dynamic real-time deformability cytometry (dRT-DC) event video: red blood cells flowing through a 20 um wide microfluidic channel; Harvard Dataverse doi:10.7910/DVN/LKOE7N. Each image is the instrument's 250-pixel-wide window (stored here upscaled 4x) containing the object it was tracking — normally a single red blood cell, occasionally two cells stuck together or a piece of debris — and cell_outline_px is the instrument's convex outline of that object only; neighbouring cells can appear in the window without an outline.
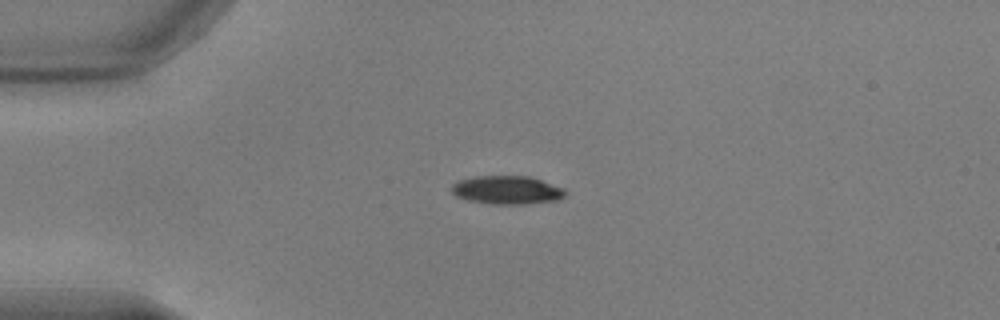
{"species": "common noctule bat (a hibernating species)", "species_latin": "Nyctalus noctula", "temperature_condition": "warm", "stored_images_in_passage": 41, "camera_frame_rate_fps": 3000, "um_per_image_px": 0.085, "animal": {"sex": "male", "body_mass_g": 17.9, "forearm_length_mm": 54.2}, "frame": {"image": 1, "passage_image": 1, "time_ms": 0.0, "image_size_px": [1000, 320], "cell_outline_px": [[568, 192], [560, 200], [524, 204], [492, 204], [468, 200], [456, 196], [452, 192], [452, 184], [460, 180], [476, 176], [528, 176], [564, 188]], "centroid_in_image_um": [43.12, 16.16], "position_along_channel_um": 41.9, "area_um2": 18.79}}
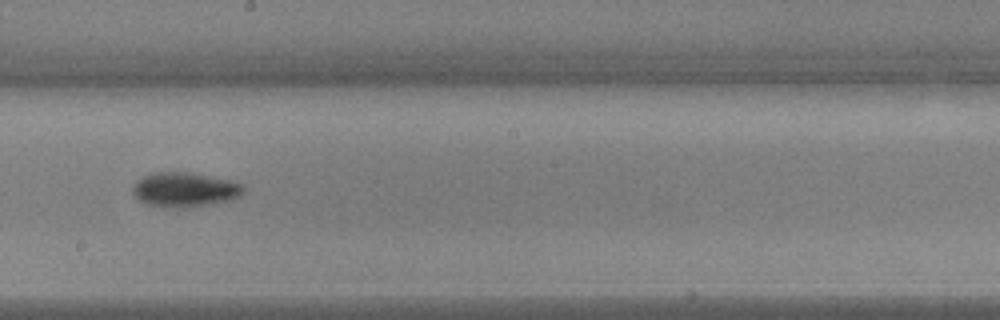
{"frame": {"image": 2, "passage_image": 18, "time_ms": 5.667, "image_size_px": [1000, 320], "cell_outline_px": [[244, 192], [240, 196], [228, 200], [208, 204], [184, 208], [176, 208], [148, 204], [140, 200], [132, 192], [132, 188], [136, 180], [144, 176], [156, 172], [192, 172], [228, 180], [240, 184], [244, 188]], "centroid_in_image_um": [15.68, 16.11], "position_along_channel_um": 232.5, "area_um2": 22.02}}
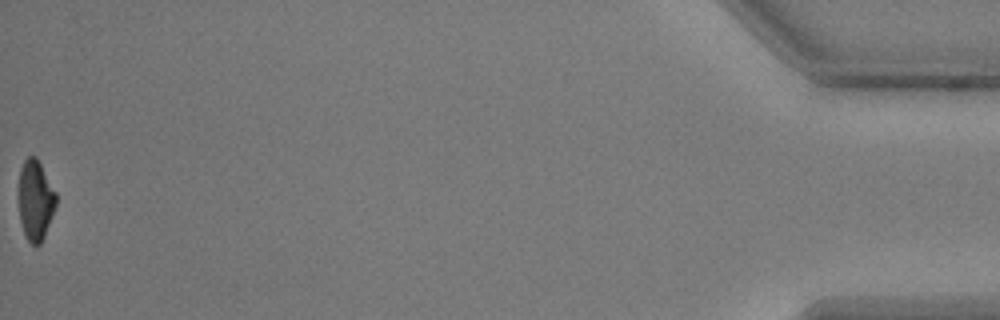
{"frame": {"image": 3, "passage_image": 41, "time_ms": 13.333, "image_size_px": [1000, 320], "cell_outline_px": [[56, 208], [44, 236], [40, 244], [32, 244], [28, 240], [24, 232], [20, 220], [20, 168], [24, 160], [28, 156], [36, 156], [56, 192]], "centroid_in_image_um": [3.04, 17.0], "position_along_channel_um": 432.2, "area_um2": 17.17}, "authors_computed_cell_mechanics": {"area_um2": 19.8832, "velocity_mm_per_s": 3.849, "shape_relaxation_time_tau1_ms": 2.3408, "shape_relaxation_time_tau2_ms": 7.5991, "deformation_change_tau1": 0.1359, "deformation_change_tau2": 0.1349}}